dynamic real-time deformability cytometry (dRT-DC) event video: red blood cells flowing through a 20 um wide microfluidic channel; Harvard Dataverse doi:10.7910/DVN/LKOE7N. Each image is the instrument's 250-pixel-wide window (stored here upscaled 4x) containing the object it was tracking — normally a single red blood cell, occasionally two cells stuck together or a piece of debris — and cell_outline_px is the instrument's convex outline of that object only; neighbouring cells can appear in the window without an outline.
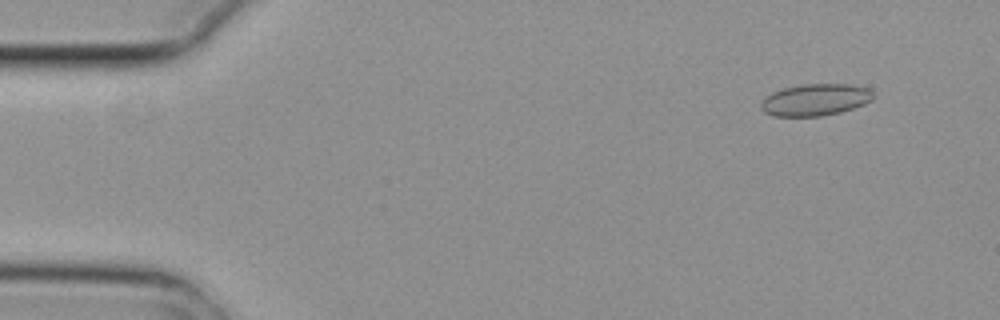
{"species": "common noctule bat (a hibernating species)", "species_latin": "Nyctalus noctula", "temperature_condition": "cold", "stored_images_in_passage": 3, "camera_frame_rate_fps": 3000, "um_per_image_px": 0.085, "animal": {"sex": "female", "body_mass_g": 29.2, "forearm_length_mm": 56.3}, "frame": {"image": 1, "passage_image": 1, "time_ms": 0.0, "image_size_px": [1000, 320], "cell_outline_px": [[876, 96], [872, 100], [864, 104], [840, 112], [820, 116], [772, 116], [764, 112], [760, 108], [760, 104], [764, 96], [772, 92], [784, 88], [800, 84], [852, 84], [868, 88]], "centroid_in_image_um": [69.28, 8.47], "position_along_channel_um": 15.7, "area_um2": 21.04}}
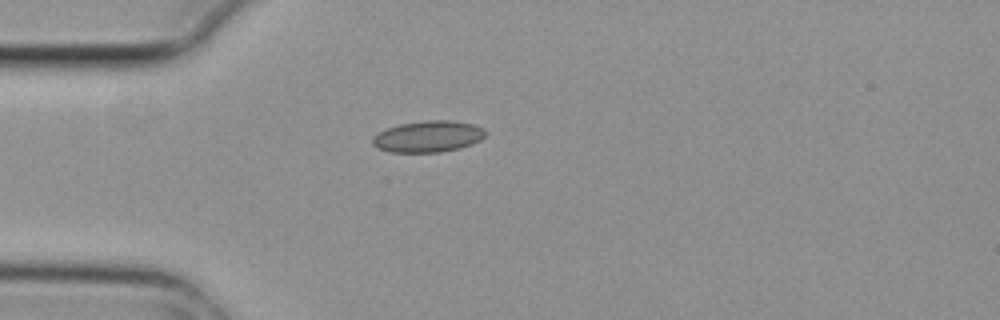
{"frame": {"image": 2, "passage_image": 3, "time_ms": 0.667, "image_size_px": [1000, 320], "cell_outline_px": [[488, 132], [480, 140], [472, 144], [460, 148], [440, 152], [392, 152], [376, 148], [372, 144], [372, 136], [388, 128], [400, 124], [428, 120], [452, 120], [476, 124], [484, 128]], "centroid_in_image_um": [36.42, 11.6], "position_along_channel_um": 48.6, "area_um2": 20.81}}